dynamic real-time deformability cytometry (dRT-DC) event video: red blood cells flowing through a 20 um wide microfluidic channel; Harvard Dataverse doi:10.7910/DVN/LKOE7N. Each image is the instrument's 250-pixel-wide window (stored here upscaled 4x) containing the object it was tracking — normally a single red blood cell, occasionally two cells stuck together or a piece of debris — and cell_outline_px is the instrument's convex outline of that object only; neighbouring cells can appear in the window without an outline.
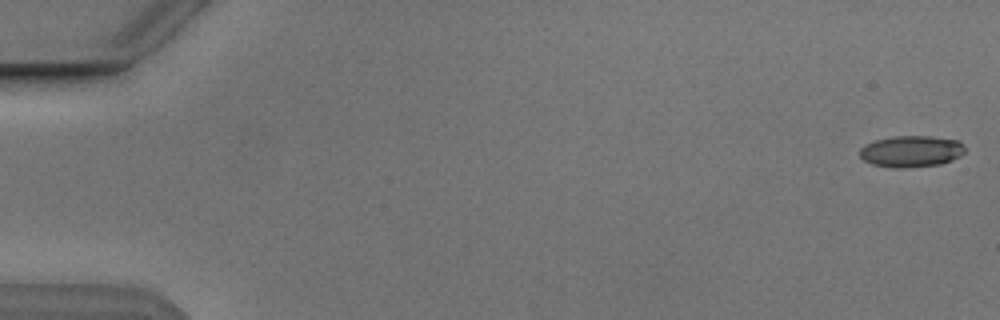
{"species": "Egyptian fruit bat (a non-hibernating species)", "species_latin": "Rousettus aegyptiacus", "temperature_condition": "cold", "stored_images_in_passage": 3, "camera_frame_rate_fps": 3000, "um_per_image_px": 0.085, "animal": {"sex": "male"}, "frame": {"image": 1, "passage_image": 1, "time_ms": 0.0, "image_size_px": [1000, 320], "cell_outline_px": [[964, 152], [960, 156], [952, 160], [940, 164], [908, 168], [892, 168], [872, 164], [864, 160], [860, 156], [860, 148], [876, 140], [896, 136], [928, 136], [960, 140], [964, 144]], "centroid_in_image_um": [77.49, 12.87], "position_along_channel_um": 7.5, "area_um2": 19.31}}